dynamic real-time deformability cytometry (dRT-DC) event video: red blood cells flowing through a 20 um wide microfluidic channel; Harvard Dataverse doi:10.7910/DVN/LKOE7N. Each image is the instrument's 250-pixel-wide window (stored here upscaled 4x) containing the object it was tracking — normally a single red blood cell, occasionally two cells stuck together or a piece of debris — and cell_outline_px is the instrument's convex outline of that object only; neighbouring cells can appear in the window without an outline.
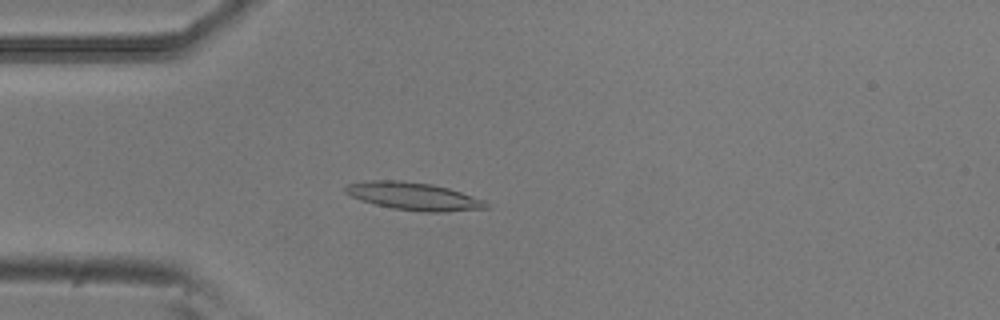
{"species": "common noctule bat (a hibernating species)", "species_latin": "Nyctalus noctula", "temperature_condition": "room temperature", "stored_images_in_passage": 52, "camera_frame_rate_fps": 3000, "um_per_image_px": 0.085, "animal": {"sex": "male", "body_mass_g": 20.5, "forearm_length_mm": 52.5}, "frame": {"image": 1, "passage_image": 13, "time_ms": 4.0, "image_size_px": [1000, 320], "cell_outline_px": [[492, 208], [444, 212], [428, 212], [392, 208], [376, 204], [352, 196], [344, 192], [344, 188], [348, 184], [372, 180], [396, 180], [432, 184], [448, 188], [484, 200]], "centroid_in_image_um": [35.21, 16.68], "position_along_channel_um": 49.8, "area_um2": 22.43}}
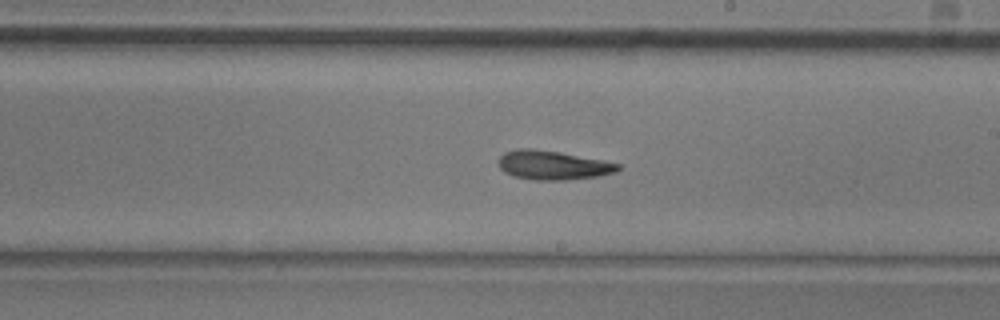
{"frame": {"image": 2, "passage_image": 29, "time_ms": 9.333, "image_size_px": [1000, 320], "cell_outline_px": [[620, 168], [616, 172], [600, 176], [568, 180], [532, 180], [512, 176], [504, 172], [500, 168], [496, 160], [504, 152], [516, 148], [532, 148], [560, 152], [620, 164]], "centroid_in_image_um": [46.93, 14.04], "position_along_channel_um": 242.1, "area_um2": 20.46}}
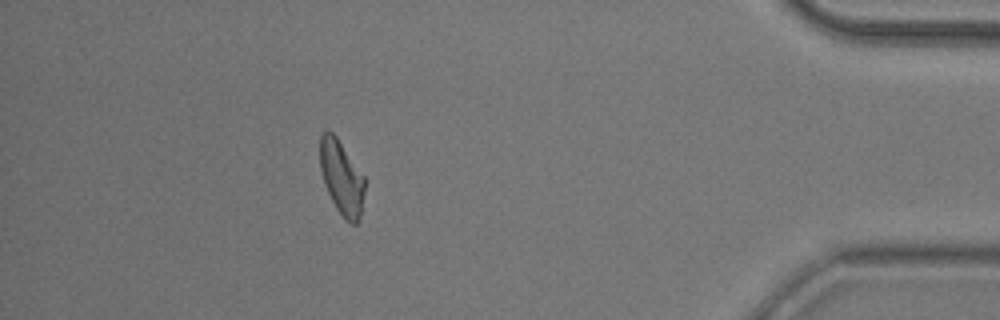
{"frame": {"image": 3, "passage_image": 46, "time_ms": 15.0, "image_size_px": [1000, 320], "cell_outline_px": [[364, 192], [360, 212], [356, 224], [352, 224], [344, 220], [336, 208], [324, 184], [320, 172], [320, 136], [328, 128], [336, 136], [364, 176]], "centroid_in_image_um": [29.01, 15.08], "position_along_channel_um": 406.2, "area_um2": 19.13}, "authors_computed_cell_mechanics": {"area_um2": 20.1144, "velocity_mm_per_s": 3.7877, "shape_relaxation_time_tau1_ms": 7.5575, "shape_relaxation_time_tau2_ms": 8.3789, "deformation_change_tau1": 0.182, "deformation_change_tau2": 0.2014}}